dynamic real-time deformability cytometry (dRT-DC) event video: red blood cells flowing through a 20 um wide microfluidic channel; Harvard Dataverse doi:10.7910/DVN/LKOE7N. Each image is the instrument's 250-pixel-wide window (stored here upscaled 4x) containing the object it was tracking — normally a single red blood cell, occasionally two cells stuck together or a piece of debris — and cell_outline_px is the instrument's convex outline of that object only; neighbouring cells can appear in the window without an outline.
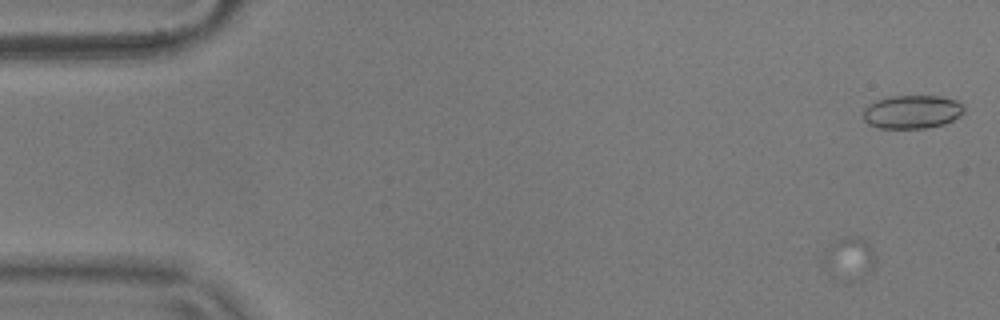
{"species": "common noctule bat (a hibernating species)", "species_latin": "Nyctalus noctula", "temperature_condition": "warm", "stored_images_in_passage": 46, "camera_frame_rate_fps": 3000, "um_per_image_px": 0.085, "animal": {"sex": "male", "body_mass_g": 17.9}, "frame": {"image": 1, "passage_image": 5, "time_ms": 1.333, "image_size_px": [1000, 320], "cell_outline_px": [[876, 256], [872, 268], [860, 280], [848, 284], [840, 280], [832, 248], [832, 244], [840, 240], [852, 236], [860, 236], [872, 248]], "centroid_in_image_um": [72.51, 21.98], "position_along_channel_um": 12.5, "area_um2": 10.81}}